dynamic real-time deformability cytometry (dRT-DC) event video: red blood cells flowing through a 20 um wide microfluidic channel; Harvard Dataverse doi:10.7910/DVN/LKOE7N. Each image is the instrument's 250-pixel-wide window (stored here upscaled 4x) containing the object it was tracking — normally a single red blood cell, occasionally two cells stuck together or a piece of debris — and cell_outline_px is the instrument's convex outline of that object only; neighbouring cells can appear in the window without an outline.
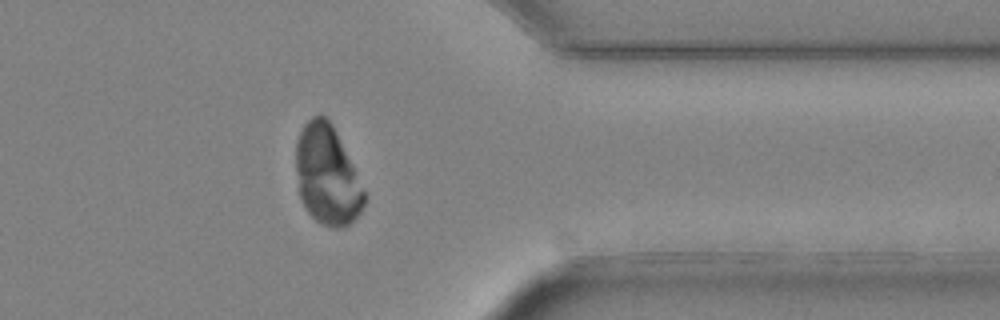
{"species": "Egyptian fruit bat (a non-hibernating species)", "species_latin": "Rousettus aegyptiacus", "temperature_condition": "cold", "stored_images_in_passage": 37, "camera_frame_rate_fps": 3000, "um_per_image_px": 0.085, "animal": {"sex": "female"}, "frame": {"image": 1, "passage_image": 27, "time_ms": 8.667, "image_size_px": [1000, 320], "cell_outline_px": [[364, 204], [360, 212], [344, 228], [336, 228], [320, 224], [308, 212], [300, 196], [296, 168], [296, 140], [304, 124], [312, 116], [320, 112], [332, 124], [336, 132], [364, 192]], "centroid_in_image_um": [27.77, 14.88], "position_along_channel_um": 383.6, "area_um2": 38.84}}